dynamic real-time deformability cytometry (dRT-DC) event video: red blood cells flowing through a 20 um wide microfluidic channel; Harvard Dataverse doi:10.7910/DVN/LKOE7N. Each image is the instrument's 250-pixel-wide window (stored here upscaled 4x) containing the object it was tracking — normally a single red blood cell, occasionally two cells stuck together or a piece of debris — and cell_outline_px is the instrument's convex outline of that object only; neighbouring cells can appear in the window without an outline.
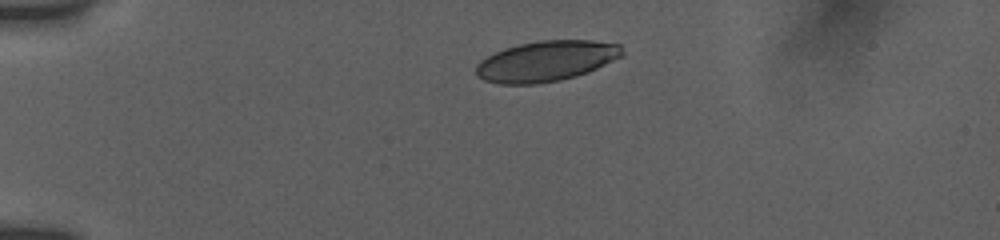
{"species": "human", "species_latin": "Homo sapiens", "temperature_condition": "room temperature", "stored_images_in_passage": 34, "camera_frame_rate_fps": 3000, "um_per_image_px": 0.085, "donor": {"sex": "female"}, "frame": {"image": 1, "passage_image": 1, "time_ms": 0.0, "image_size_px": [1000, 240], "cell_outline_px": [[624, 56], [588, 72], [576, 76], [560, 80], [536, 84], [500, 84], [484, 80], [476, 76], [476, 64], [480, 60], [504, 48], [520, 44], [540, 40], [592, 40], [620, 44], [624, 52]], "centroid_in_image_um": [46.45, 5.19], "position_along_channel_um": 38.6, "area_um2": 34.68}}
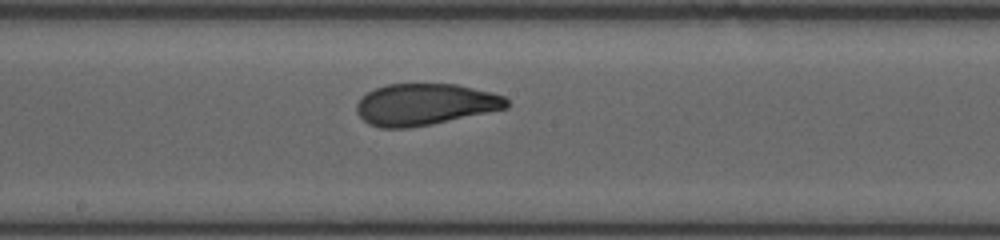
{"frame": {"image": 2, "passage_image": 18, "time_ms": 6.0, "image_size_px": [1000, 240], "cell_outline_px": [[508, 108], [432, 124], [408, 128], [380, 128], [368, 124], [356, 112], [356, 104], [368, 92], [376, 88], [388, 84], [456, 84], [504, 96], [508, 100]], "centroid_in_image_um": [36.1, 8.88], "position_along_channel_um": 212.1, "area_um2": 36.13}}
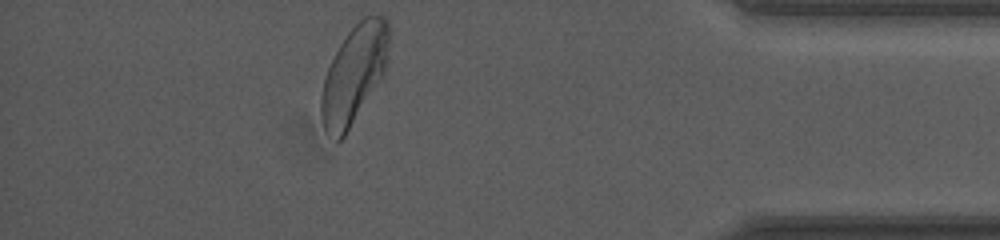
{"frame": {"image": 3, "passage_image": 34, "time_ms": 12.0, "image_size_px": [1000, 240], "cell_outline_px": [[388, 60], [380, 76], [344, 136], [336, 144], [324, 132], [320, 116], [320, 96], [324, 80], [328, 68], [340, 44], [348, 32], [364, 16], [384, 16], [388, 20]], "centroid_in_image_um": [30.03, 6.34], "position_along_channel_um": 405.2, "area_um2": 37.8}, "authors_computed_cell_mechanics": {"area_um2": 36.9342, "velocity_mm_per_s": 3.8023, "shape_relaxation_time_tau1_ms": 4.5556, "shape_relaxation_time_tau2_ms": 1.097, "deformation_change_tau1": 0.1745, "deformation_change_tau2": 0.068}}